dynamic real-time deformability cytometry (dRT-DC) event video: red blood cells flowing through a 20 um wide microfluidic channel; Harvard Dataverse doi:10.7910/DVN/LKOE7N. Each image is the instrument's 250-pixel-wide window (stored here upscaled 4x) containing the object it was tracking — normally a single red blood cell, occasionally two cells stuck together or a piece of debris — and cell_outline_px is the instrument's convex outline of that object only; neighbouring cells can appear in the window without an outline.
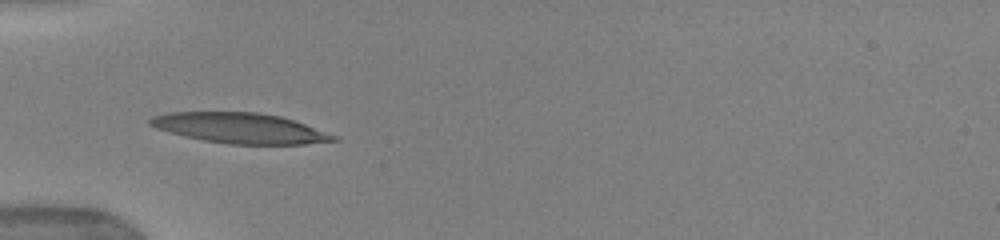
{"species": "human", "species_latin": "Homo sapiens", "temperature_condition": "warm", "stored_images_in_passage": 49, "camera_frame_rate_fps": 3000, "um_per_image_px": 0.085, "donor": {"sex": "female"}, "frame": {"image": 1, "passage_image": 15, "time_ms": 4.667, "image_size_px": [1000, 240], "cell_outline_px": [[340, 140], [304, 144], [228, 144], [204, 140], [184, 136], [168, 132], [156, 128], [148, 124], [148, 120], [152, 116], [168, 112], [256, 112], [280, 116], [304, 124], [336, 136]], "centroid_in_image_um": [20.34, 10.89], "position_along_channel_um": 64.7, "area_um2": 32.19}}
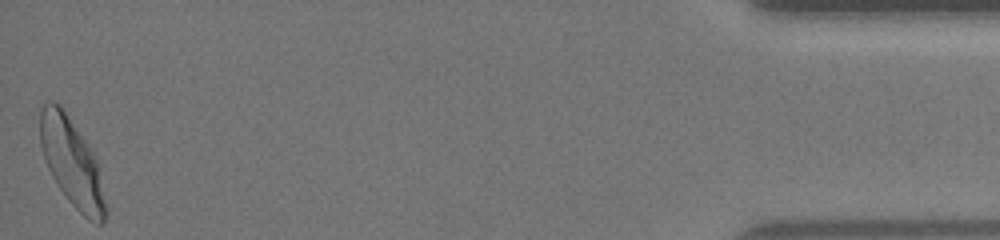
{"frame": {"image": 2, "passage_image": 49, "time_ms": 16.0, "image_size_px": [1000, 240], "cell_outline_px": [[108, 212], [104, 224], [96, 224], [88, 220], [72, 204], [60, 188], [52, 176], [48, 168], [40, 144], [40, 108], [48, 100], [52, 100], [60, 104], [88, 144], [96, 156], [108, 208]], "centroid_in_image_um": [6.14, 13.83], "position_along_channel_um": 429.1, "area_um2": 33.76}, "authors_computed_cell_mechanics": {"area_um2": 31.7322, "velocity_mm_per_s": 3.9537, "shape_relaxation_time_tau1_ms": 3.857, "shape_relaxation_time_tau2_ms": 0.815, "deformation_change_tau1": 0.23, "deformation_change_tau2": 0.0917}}